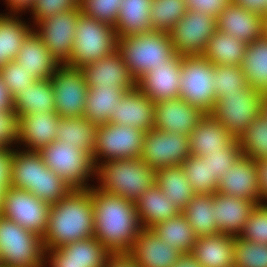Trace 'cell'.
I'll return each instance as SVG.
<instances>
[{
    "label": "cell",
    "mask_w": 267,
    "mask_h": 267,
    "mask_svg": "<svg viewBox=\"0 0 267 267\" xmlns=\"http://www.w3.org/2000/svg\"><path fill=\"white\" fill-rule=\"evenodd\" d=\"M60 116L56 112L42 114L33 112L19 118L18 140L25 142L28 150L40 151L55 141Z\"/></svg>",
    "instance_id": "26"
},
{
    "label": "cell",
    "mask_w": 267,
    "mask_h": 267,
    "mask_svg": "<svg viewBox=\"0 0 267 267\" xmlns=\"http://www.w3.org/2000/svg\"><path fill=\"white\" fill-rule=\"evenodd\" d=\"M39 179V151L17 150L11 155V181L13 188L38 190Z\"/></svg>",
    "instance_id": "38"
},
{
    "label": "cell",
    "mask_w": 267,
    "mask_h": 267,
    "mask_svg": "<svg viewBox=\"0 0 267 267\" xmlns=\"http://www.w3.org/2000/svg\"><path fill=\"white\" fill-rule=\"evenodd\" d=\"M12 149L0 147V185L10 186Z\"/></svg>",
    "instance_id": "54"
},
{
    "label": "cell",
    "mask_w": 267,
    "mask_h": 267,
    "mask_svg": "<svg viewBox=\"0 0 267 267\" xmlns=\"http://www.w3.org/2000/svg\"><path fill=\"white\" fill-rule=\"evenodd\" d=\"M6 1L8 2L7 4H9L8 6H10V8L17 13L18 11H21L23 9L31 8L36 0H6Z\"/></svg>",
    "instance_id": "60"
},
{
    "label": "cell",
    "mask_w": 267,
    "mask_h": 267,
    "mask_svg": "<svg viewBox=\"0 0 267 267\" xmlns=\"http://www.w3.org/2000/svg\"><path fill=\"white\" fill-rule=\"evenodd\" d=\"M50 206L51 204L40 200L27 190L9 186L4 192L1 216L43 237Z\"/></svg>",
    "instance_id": "11"
},
{
    "label": "cell",
    "mask_w": 267,
    "mask_h": 267,
    "mask_svg": "<svg viewBox=\"0 0 267 267\" xmlns=\"http://www.w3.org/2000/svg\"><path fill=\"white\" fill-rule=\"evenodd\" d=\"M213 74L216 98L222 93L238 92L239 89H246L249 86L241 66L217 65L214 66Z\"/></svg>",
    "instance_id": "45"
},
{
    "label": "cell",
    "mask_w": 267,
    "mask_h": 267,
    "mask_svg": "<svg viewBox=\"0 0 267 267\" xmlns=\"http://www.w3.org/2000/svg\"><path fill=\"white\" fill-rule=\"evenodd\" d=\"M71 190L73 189L46 166L39 152L38 190H32L31 194L44 202L53 204L63 199Z\"/></svg>",
    "instance_id": "44"
},
{
    "label": "cell",
    "mask_w": 267,
    "mask_h": 267,
    "mask_svg": "<svg viewBox=\"0 0 267 267\" xmlns=\"http://www.w3.org/2000/svg\"><path fill=\"white\" fill-rule=\"evenodd\" d=\"M50 251L48 262H63L76 264H91V267H105L112 256L96 238L90 237L84 240L66 244Z\"/></svg>",
    "instance_id": "27"
},
{
    "label": "cell",
    "mask_w": 267,
    "mask_h": 267,
    "mask_svg": "<svg viewBox=\"0 0 267 267\" xmlns=\"http://www.w3.org/2000/svg\"><path fill=\"white\" fill-rule=\"evenodd\" d=\"M114 26L80 13L69 61L65 64L81 69L86 64L107 57L117 50Z\"/></svg>",
    "instance_id": "5"
},
{
    "label": "cell",
    "mask_w": 267,
    "mask_h": 267,
    "mask_svg": "<svg viewBox=\"0 0 267 267\" xmlns=\"http://www.w3.org/2000/svg\"><path fill=\"white\" fill-rule=\"evenodd\" d=\"M185 176L196 194H214L218 188V180L212 175L204 156L190 155L181 164Z\"/></svg>",
    "instance_id": "43"
},
{
    "label": "cell",
    "mask_w": 267,
    "mask_h": 267,
    "mask_svg": "<svg viewBox=\"0 0 267 267\" xmlns=\"http://www.w3.org/2000/svg\"><path fill=\"white\" fill-rule=\"evenodd\" d=\"M155 182L182 212L196 194L185 176L181 165L158 168L155 170Z\"/></svg>",
    "instance_id": "33"
},
{
    "label": "cell",
    "mask_w": 267,
    "mask_h": 267,
    "mask_svg": "<svg viewBox=\"0 0 267 267\" xmlns=\"http://www.w3.org/2000/svg\"><path fill=\"white\" fill-rule=\"evenodd\" d=\"M216 192L262 204L257 161L242 155L228 169L227 174L221 175Z\"/></svg>",
    "instance_id": "16"
},
{
    "label": "cell",
    "mask_w": 267,
    "mask_h": 267,
    "mask_svg": "<svg viewBox=\"0 0 267 267\" xmlns=\"http://www.w3.org/2000/svg\"><path fill=\"white\" fill-rule=\"evenodd\" d=\"M45 248L41 236L0 215V258L5 267H43ZM44 258V259H43Z\"/></svg>",
    "instance_id": "6"
},
{
    "label": "cell",
    "mask_w": 267,
    "mask_h": 267,
    "mask_svg": "<svg viewBox=\"0 0 267 267\" xmlns=\"http://www.w3.org/2000/svg\"><path fill=\"white\" fill-rule=\"evenodd\" d=\"M182 214L197 238L220 233L214 219V194H195Z\"/></svg>",
    "instance_id": "36"
},
{
    "label": "cell",
    "mask_w": 267,
    "mask_h": 267,
    "mask_svg": "<svg viewBox=\"0 0 267 267\" xmlns=\"http://www.w3.org/2000/svg\"><path fill=\"white\" fill-rule=\"evenodd\" d=\"M51 267H91V264H76L63 262H50Z\"/></svg>",
    "instance_id": "61"
},
{
    "label": "cell",
    "mask_w": 267,
    "mask_h": 267,
    "mask_svg": "<svg viewBox=\"0 0 267 267\" xmlns=\"http://www.w3.org/2000/svg\"><path fill=\"white\" fill-rule=\"evenodd\" d=\"M205 114L181 98L155 102L154 128L189 136Z\"/></svg>",
    "instance_id": "19"
},
{
    "label": "cell",
    "mask_w": 267,
    "mask_h": 267,
    "mask_svg": "<svg viewBox=\"0 0 267 267\" xmlns=\"http://www.w3.org/2000/svg\"><path fill=\"white\" fill-rule=\"evenodd\" d=\"M242 156V149L238 138H236L226 149L220 152L208 153L204 156L212 175L219 180L221 175H225L237 159Z\"/></svg>",
    "instance_id": "49"
},
{
    "label": "cell",
    "mask_w": 267,
    "mask_h": 267,
    "mask_svg": "<svg viewBox=\"0 0 267 267\" xmlns=\"http://www.w3.org/2000/svg\"><path fill=\"white\" fill-rule=\"evenodd\" d=\"M242 155L255 161L267 158V118L262 114L238 137Z\"/></svg>",
    "instance_id": "42"
},
{
    "label": "cell",
    "mask_w": 267,
    "mask_h": 267,
    "mask_svg": "<svg viewBox=\"0 0 267 267\" xmlns=\"http://www.w3.org/2000/svg\"><path fill=\"white\" fill-rule=\"evenodd\" d=\"M122 0H79V8L85 16L115 26Z\"/></svg>",
    "instance_id": "47"
},
{
    "label": "cell",
    "mask_w": 267,
    "mask_h": 267,
    "mask_svg": "<svg viewBox=\"0 0 267 267\" xmlns=\"http://www.w3.org/2000/svg\"><path fill=\"white\" fill-rule=\"evenodd\" d=\"M234 267H267V244L235 237Z\"/></svg>",
    "instance_id": "46"
},
{
    "label": "cell",
    "mask_w": 267,
    "mask_h": 267,
    "mask_svg": "<svg viewBox=\"0 0 267 267\" xmlns=\"http://www.w3.org/2000/svg\"><path fill=\"white\" fill-rule=\"evenodd\" d=\"M263 37L267 39V14L264 15L263 20Z\"/></svg>",
    "instance_id": "64"
},
{
    "label": "cell",
    "mask_w": 267,
    "mask_h": 267,
    "mask_svg": "<svg viewBox=\"0 0 267 267\" xmlns=\"http://www.w3.org/2000/svg\"><path fill=\"white\" fill-rule=\"evenodd\" d=\"M94 238L111 255H127L143 229L135 203L91 187Z\"/></svg>",
    "instance_id": "1"
},
{
    "label": "cell",
    "mask_w": 267,
    "mask_h": 267,
    "mask_svg": "<svg viewBox=\"0 0 267 267\" xmlns=\"http://www.w3.org/2000/svg\"><path fill=\"white\" fill-rule=\"evenodd\" d=\"M182 253L164 243L152 229H142L127 254L138 267H172Z\"/></svg>",
    "instance_id": "22"
},
{
    "label": "cell",
    "mask_w": 267,
    "mask_h": 267,
    "mask_svg": "<svg viewBox=\"0 0 267 267\" xmlns=\"http://www.w3.org/2000/svg\"><path fill=\"white\" fill-rule=\"evenodd\" d=\"M151 229L164 243H169L181 253H191L197 239L193 228L182 212L167 221L156 224Z\"/></svg>",
    "instance_id": "40"
},
{
    "label": "cell",
    "mask_w": 267,
    "mask_h": 267,
    "mask_svg": "<svg viewBox=\"0 0 267 267\" xmlns=\"http://www.w3.org/2000/svg\"><path fill=\"white\" fill-rule=\"evenodd\" d=\"M172 267H202L191 253H182Z\"/></svg>",
    "instance_id": "59"
},
{
    "label": "cell",
    "mask_w": 267,
    "mask_h": 267,
    "mask_svg": "<svg viewBox=\"0 0 267 267\" xmlns=\"http://www.w3.org/2000/svg\"><path fill=\"white\" fill-rule=\"evenodd\" d=\"M35 31L33 30L25 38L15 61L30 72L36 80L49 79L61 64L49 52L41 37Z\"/></svg>",
    "instance_id": "24"
},
{
    "label": "cell",
    "mask_w": 267,
    "mask_h": 267,
    "mask_svg": "<svg viewBox=\"0 0 267 267\" xmlns=\"http://www.w3.org/2000/svg\"><path fill=\"white\" fill-rule=\"evenodd\" d=\"M144 138L145 130L131 126L113 123L98 125L92 155L95 167L99 165L98 157H105L107 161L140 158Z\"/></svg>",
    "instance_id": "10"
},
{
    "label": "cell",
    "mask_w": 267,
    "mask_h": 267,
    "mask_svg": "<svg viewBox=\"0 0 267 267\" xmlns=\"http://www.w3.org/2000/svg\"><path fill=\"white\" fill-rule=\"evenodd\" d=\"M105 267H138L128 255H112Z\"/></svg>",
    "instance_id": "58"
},
{
    "label": "cell",
    "mask_w": 267,
    "mask_h": 267,
    "mask_svg": "<svg viewBox=\"0 0 267 267\" xmlns=\"http://www.w3.org/2000/svg\"><path fill=\"white\" fill-rule=\"evenodd\" d=\"M154 113L155 103L135 87L122 96L109 123L149 131L154 128Z\"/></svg>",
    "instance_id": "21"
},
{
    "label": "cell",
    "mask_w": 267,
    "mask_h": 267,
    "mask_svg": "<svg viewBox=\"0 0 267 267\" xmlns=\"http://www.w3.org/2000/svg\"><path fill=\"white\" fill-rule=\"evenodd\" d=\"M80 13L78 7L44 18L36 24L40 26L36 33L61 65L70 59Z\"/></svg>",
    "instance_id": "15"
},
{
    "label": "cell",
    "mask_w": 267,
    "mask_h": 267,
    "mask_svg": "<svg viewBox=\"0 0 267 267\" xmlns=\"http://www.w3.org/2000/svg\"><path fill=\"white\" fill-rule=\"evenodd\" d=\"M96 174L101 183L98 189L133 203L155 184V170L140 158L103 160Z\"/></svg>",
    "instance_id": "3"
},
{
    "label": "cell",
    "mask_w": 267,
    "mask_h": 267,
    "mask_svg": "<svg viewBox=\"0 0 267 267\" xmlns=\"http://www.w3.org/2000/svg\"><path fill=\"white\" fill-rule=\"evenodd\" d=\"M186 12L185 0H152L150 8L151 28L154 31L169 33Z\"/></svg>",
    "instance_id": "41"
},
{
    "label": "cell",
    "mask_w": 267,
    "mask_h": 267,
    "mask_svg": "<svg viewBox=\"0 0 267 267\" xmlns=\"http://www.w3.org/2000/svg\"><path fill=\"white\" fill-rule=\"evenodd\" d=\"M91 189H73L50 206L46 231L42 237L45 250L94 236Z\"/></svg>",
    "instance_id": "2"
},
{
    "label": "cell",
    "mask_w": 267,
    "mask_h": 267,
    "mask_svg": "<svg viewBox=\"0 0 267 267\" xmlns=\"http://www.w3.org/2000/svg\"><path fill=\"white\" fill-rule=\"evenodd\" d=\"M190 155L189 136L155 128L145 131L140 159L153 170L181 165Z\"/></svg>",
    "instance_id": "13"
},
{
    "label": "cell",
    "mask_w": 267,
    "mask_h": 267,
    "mask_svg": "<svg viewBox=\"0 0 267 267\" xmlns=\"http://www.w3.org/2000/svg\"><path fill=\"white\" fill-rule=\"evenodd\" d=\"M13 110L18 117H23L33 112L49 114L55 112L54 94L51 80H35L27 90H21L13 98Z\"/></svg>",
    "instance_id": "30"
},
{
    "label": "cell",
    "mask_w": 267,
    "mask_h": 267,
    "mask_svg": "<svg viewBox=\"0 0 267 267\" xmlns=\"http://www.w3.org/2000/svg\"><path fill=\"white\" fill-rule=\"evenodd\" d=\"M6 188H7L6 185H0V215L2 211L3 197H4V192Z\"/></svg>",
    "instance_id": "63"
},
{
    "label": "cell",
    "mask_w": 267,
    "mask_h": 267,
    "mask_svg": "<svg viewBox=\"0 0 267 267\" xmlns=\"http://www.w3.org/2000/svg\"><path fill=\"white\" fill-rule=\"evenodd\" d=\"M236 138L210 114H205L189 135L190 154L206 156L226 149Z\"/></svg>",
    "instance_id": "25"
},
{
    "label": "cell",
    "mask_w": 267,
    "mask_h": 267,
    "mask_svg": "<svg viewBox=\"0 0 267 267\" xmlns=\"http://www.w3.org/2000/svg\"><path fill=\"white\" fill-rule=\"evenodd\" d=\"M117 51L136 81L177 55L169 33L154 30L118 37Z\"/></svg>",
    "instance_id": "4"
},
{
    "label": "cell",
    "mask_w": 267,
    "mask_h": 267,
    "mask_svg": "<svg viewBox=\"0 0 267 267\" xmlns=\"http://www.w3.org/2000/svg\"><path fill=\"white\" fill-rule=\"evenodd\" d=\"M98 125L83 117H60L56 130L57 141H66L70 145L93 155Z\"/></svg>",
    "instance_id": "32"
},
{
    "label": "cell",
    "mask_w": 267,
    "mask_h": 267,
    "mask_svg": "<svg viewBox=\"0 0 267 267\" xmlns=\"http://www.w3.org/2000/svg\"><path fill=\"white\" fill-rule=\"evenodd\" d=\"M3 82L14 98L19 91L27 90L36 79L15 60L9 61L0 69Z\"/></svg>",
    "instance_id": "50"
},
{
    "label": "cell",
    "mask_w": 267,
    "mask_h": 267,
    "mask_svg": "<svg viewBox=\"0 0 267 267\" xmlns=\"http://www.w3.org/2000/svg\"><path fill=\"white\" fill-rule=\"evenodd\" d=\"M249 11L260 13L261 15L267 14V0H232Z\"/></svg>",
    "instance_id": "56"
},
{
    "label": "cell",
    "mask_w": 267,
    "mask_h": 267,
    "mask_svg": "<svg viewBox=\"0 0 267 267\" xmlns=\"http://www.w3.org/2000/svg\"><path fill=\"white\" fill-rule=\"evenodd\" d=\"M213 70V63L202 55L181 56L179 98L204 114H210L217 99Z\"/></svg>",
    "instance_id": "9"
},
{
    "label": "cell",
    "mask_w": 267,
    "mask_h": 267,
    "mask_svg": "<svg viewBox=\"0 0 267 267\" xmlns=\"http://www.w3.org/2000/svg\"><path fill=\"white\" fill-rule=\"evenodd\" d=\"M181 56L157 66L136 81V87L154 103L179 98Z\"/></svg>",
    "instance_id": "17"
},
{
    "label": "cell",
    "mask_w": 267,
    "mask_h": 267,
    "mask_svg": "<svg viewBox=\"0 0 267 267\" xmlns=\"http://www.w3.org/2000/svg\"><path fill=\"white\" fill-rule=\"evenodd\" d=\"M264 15L233 1L216 18L217 29L246 44L263 37Z\"/></svg>",
    "instance_id": "20"
},
{
    "label": "cell",
    "mask_w": 267,
    "mask_h": 267,
    "mask_svg": "<svg viewBox=\"0 0 267 267\" xmlns=\"http://www.w3.org/2000/svg\"><path fill=\"white\" fill-rule=\"evenodd\" d=\"M261 114L267 118V92L263 93Z\"/></svg>",
    "instance_id": "62"
},
{
    "label": "cell",
    "mask_w": 267,
    "mask_h": 267,
    "mask_svg": "<svg viewBox=\"0 0 267 267\" xmlns=\"http://www.w3.org/2000/svg\"><path fill=\"white\" fill-rule=\"evenodd\" d=\"M81 71L88 88L115 87L129 91L136 87V80L117 50L107 57L86 64Z\"/></svg>",
    "instance_id": "18"
},
{
    "label": "cell",
    "mask_w": 267,
    "mask_h": 267,
    "mask_svg": "<svg viewBox=\"0 0 267 267\" xmlns=\"http://www.w3.org/2000/svg\"><path fill=\"white\" fill-rule=\"evenodd\" d=\"M256 202L214 193L215 223L220 233L238 237Z\"/></svg>",
    "instance_id": "23"
},
{
    "label": "cell",
    "mask_w": 267,
    "mask_h": 267,
    "mask_svg": "<svg viewBox=\"0 0 267 267\" xmlns=\"http://www.w3.org/2000/svg\"><path fill=\"white\" fill-rule=\"evenodd\" d=\"M79 7V0H36L31 11L36 24L49 16Z\"/></svg>",
    "instance_id": "51"
},
{
    "label": "cell",
    "mask_w": 267,
    "mask_h": 267,
    "mask_svg": "<svg viewBox=\"0 0 267 267\" xmlns=\"http://www.w3.org/2000/svg\"><path fill=\"white\" fill-rule=\"evenodd\" d=\"M191 254L202 267H234L235 237L223 233L199 237Z\"/></svg>",
    "instance_id": "28"
},
{
    "label": "cell",
    "mask_w": 267,
    "mask_h": 267,
    "mask_svg": "<svg viewBox=\"0 0 267 267\" xmlns=\"http://www.w3.org/2000/svg\"><path fill=\"white\" fill-rule=\"evenodd\" d=\"M13 16L0 15V69L15 60L25 38L33 31Z\"/></svg>",
    "instance_id": "39"
},
{
    "label": "cell",
    "mask_w": 267,
    "mask_h": 267,
    "mask_svg": "<svg viewBox=\"0 0 267 267\" xmlns=\"http://www.w3.org/2000/svg\"><path fill=\"white\" fill-rule=\"evenodd\" d=\"M257 170L262 199H267V158L257 161Z\"/></svg>",
    "instance_id": "55"
},
{
    "label": "cell",
    "mask_w": 267,
    "mask_h": 267,
    "mask_svg": "<svg viewBox=\"0 0 267 267\" xmlns=\"http://www.w3.org/2000/svg\"><path fill=\"white\" fill-rule=\"evenodd\" d=\"M19 117L15 110L0 111V147L8 148L18 140Z\"/></svg>",
    "instance_id": "52"
},
{
    "label": "cell",
    "mask_w": 267,
    "mask_h": 267,
    "mask_svg": "<svg viewBox=\"0 0 267 267\" xmlns=\"http://www.w3.org/2000/svg\"><path fill=\"white\" fill-rule=\"evenodd\" d=\"M152 0H122L114 26L118 37L152 31L150 8Z\"/></svg>",
    "instance_id": "31"
},
{
    "label": "cell",
    "mask_w": 267,
    "mask_h": 267,
    "mask_svg": "<svg viewBox=\"0 0 267 267\" xmlns=\"http://www.w3.org/2000/svg\"><path fill=\"white\" fill-rule=\"evenodd\" d=\"M166 198V194L155 182L135 202L136 213L144 229H151L156 224L167 221L181 213L179 208Z\"/></svg>",
    "instance_id": "29"
},
{
    "label": "cell",
    "mask_w": 267,
    "mask_h": 267,
    "mask_svg": "<svg viewBox=\"0 0 267 267\" xmlns=\"http://www.w3.org/2000/svg\"><path fill=\"white\" fill-rule=\"evenodd\" d=\"M125 93L126 90L124 88H88L84 117L97 125L109 123L111 113L115 112L118 102H120V99Z\"/></svg>",
    "instance_id": "35"
},
{
    "label": "cell",
    "mask_w": 267,
    "mask_h": 267,
    "mask_svg": "<svg viewBox=\"0 0 267 267\" xmlns=\"http://www.w3.org/2000/svg\"><path fill=\"white\" fill-rule=\"evenodd\" d=\"M46 166L54 171L72 189H90L86 179L96 173L92 156L68 144L66 141H53L40 151ZM94 172V174H93Z\"/></svg>",
    "instance_id": "8"
},
{
    "label": "cell",
    "mask_w": 267,
    "mask_h": 267,
    "mask_svg": "<svg viewBox=\"0 0 267 267\" xmlns=\"http://www.w3.org/2000/svg\"><path fill=\"white\" fill-rule=\"evenodd\" d=\"M216 29L215 17L187 10L169 32L175 53L180 56L202 55Z\"/></svg>",
    "instance_id": "12"
},
{
    "label": "cell",
    "mask_w": 267,
    "mask_h": 267,
    "mask_svg": "<svg viewBox=\"0 0 267 267\" xmlns=\"http://www.w3.org/2000/svg\"><path fill=\"white\" fill-rule=\"evenodd\" d=\"M243 240L267 244V204H257L238 236Z\"/></svg>",
    "instance_id": "48"
},
{
    "label": "cell",
    "mask_w": 267,
    "mask_h": 267,
    "mask_svg": "<svg viewBox=\"0 0 267 267\" xmlns=\"http://www.w3.org/2000/svg\"><path fill=\"white\" fill-rule=\"evenodd\" d=\"M1 110H13V97L10 95L0 74V111Z\"/></svg>",
    "instance_id": "57"
},
{
    "label": "cell",
    "mask_w": 267,
    "mask_h": 267,
    "mask_svg": "<svg viewBox=\"0 0 267 267\" xmlns=\"http://www.w3.org/2000/svg\"><path fill=\"white\" fill-rule=\"evenodd\" d=\"M263 93L250 85L238 92L222 93L210 115L238 138L261 115Z\"/></svg>",
    "instance_id": "7"
},
{
    "label": "cell",
    "mask_w": 267,
    "mask_h": 267,
    "mask_svg": "<svg viewBox=\"0 0 267 267\" xmlns=\"http://www.w3.org/2000/svg\"><path fill=\"white\" fill-rule=\"evenodd\" d=\"M187 10L207 13L215 18L232 2V0H185Z\"/></svg>",
    "instance_id": "53"
},
{
    "label": "cell",
    "mask_w": 267,
    "mask_h": 267,
    "mask_svg": "<svg viewBox=\"0 0 267 267\" xmlns=\"http://www.w3.org/2000/svg\"><path fill=\"white\" fill-rule=\"evenodd\" d=\"M247 83L255 90L267 92V39L258 38L247 45L241 64Z\"/></svg>",
    "instance_id": "37"
},
{
    "label": "cell",
    "mask_w": 267,
    "mask_h": 267,
    "mask_svg": "<svg viewBox=\"0 0 267 267\" xmlns=\"http://www.w3.org/2000/svg\"><path fill=\"white\" fill-rule=\"evenodd\" d=\"M248 44L216 29L202 56L217 65L241 66Z\"/></svg>",
    "instance_id": "34"
},
{
    "label": "cell",
    "mask_w": 267,
    "mask_h": 267,
    "mask_svg": "<svg viewBox=\"0 0 267 267\" xmlns=\"http://www.w3.org/2000/svg\"><path fill=\"white\" fill-rule=\"evenodd\" d=\"M50 80L55 112L60 117H83L88 87L81 69L63 64Z\"/></svg>",
    "instance_id": "14"
}]
</instances>
